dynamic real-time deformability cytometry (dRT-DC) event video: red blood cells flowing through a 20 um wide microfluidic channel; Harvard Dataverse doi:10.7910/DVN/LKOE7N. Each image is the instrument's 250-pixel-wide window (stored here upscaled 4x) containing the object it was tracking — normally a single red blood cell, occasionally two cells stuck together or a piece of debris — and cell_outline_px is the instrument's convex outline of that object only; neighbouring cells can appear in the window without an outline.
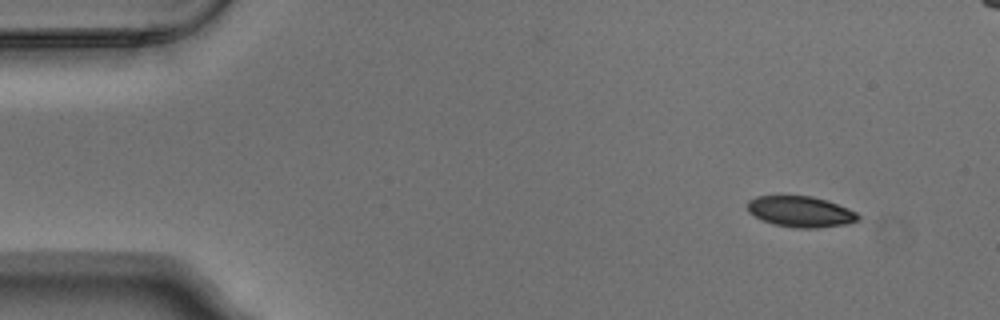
{"species": "Egyptian fruit bat (a non-hibernating species)", "species_latin": "Rousettus aegyptiacus", "temperature_condition": "warm", "stored_images_in_passage": 4, "camera_frame_rate_fps": 3000, "um_per_image_px": 0.085, "animal": {"sex": "male"}, "frame": {"image": 1, "passage_image": 1, "time_ms": 0.0, "image_size_px": [1000, 320], "cell_outline_px": [[860, 220], [844, 224], [816, 228], [796, 228], [776, 224], [764, 220], [748, 212], [748, 200], [756, 196], [812, 196], [828, 200], [848, 208], [856, 212], [860, 216]], "centroid_in_image_um": [68.08, 17.98], "position_along_channel_um": 16.9, "area_um2": 19.77}}
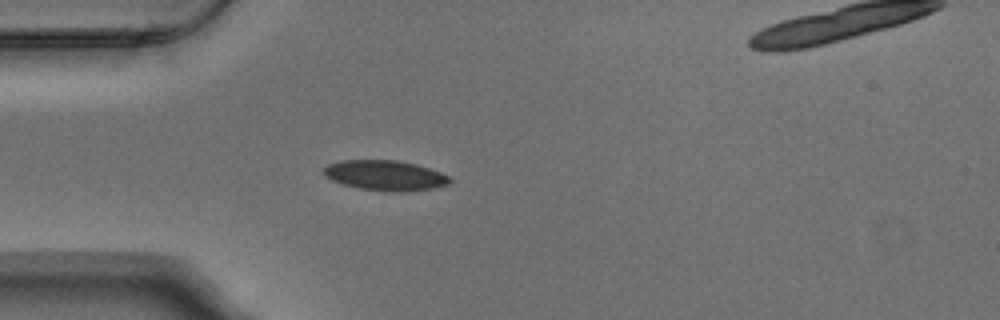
{"frame": {"image": 2, "passage_image": 3, "time_ms": 0.667, "image_size_px": [1000, 320], "cell_outline_px": [[452, 180], [448, 184], [432, 188], [400, 192], [384, 192], [360, 188], [344, 184], [332, 180], [324, 176], [324, 168], [328, 164], [340, 160], [396, 160], [416, 164], [440, 172], [448, 176]], "centroid_in_image_um": [32.72, 14.91], "position_along_channel_um": 52.3, "area_um2": 22.08}}